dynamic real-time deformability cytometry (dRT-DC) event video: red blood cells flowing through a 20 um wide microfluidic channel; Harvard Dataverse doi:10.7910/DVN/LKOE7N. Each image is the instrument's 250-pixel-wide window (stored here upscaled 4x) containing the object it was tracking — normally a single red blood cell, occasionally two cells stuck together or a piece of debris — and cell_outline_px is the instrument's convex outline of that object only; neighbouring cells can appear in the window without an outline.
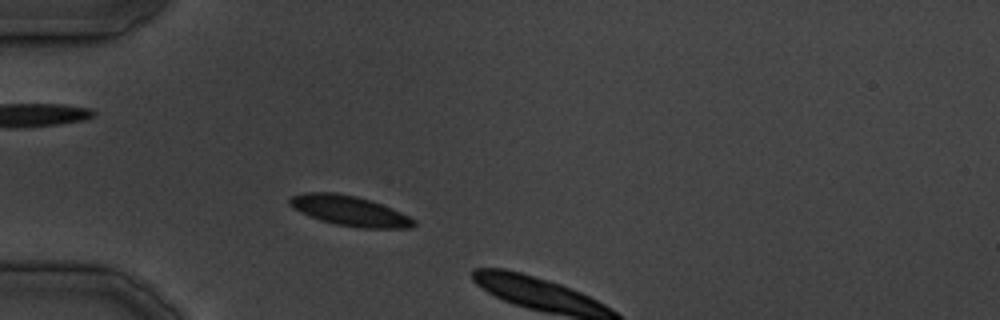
{"species": "common noctule bat (a hibernating species)", "species_latin": "Nyctalus noctula", "temperature_condition": "cold", "stored_images_in_passage": 5, "camera_frame_rate_fps": 3000, "um_per_image_px": 0.085, "animal": {"sex": "male", "body_mass_g": 19.5, "forearm_length_mm": 54.6}, "frame": {"image": 1, "passage_image": 4, "time_ms": 3.333, "image_size_px": [1000, 320], "cell_outline_px": [[416, 224], [412, 228], [360, 228], [336, 224], [320, 220], [300, 212], [292, 208], [288, 204], [288, 200], [292, 196], [304, 192], [336, 192], [356, 196], [392, 208], [416, 220]], "centroid_in_image_um": [29.69, 17.92], "position_along_channel_um": 55.3, "area_um2": 21.73}}